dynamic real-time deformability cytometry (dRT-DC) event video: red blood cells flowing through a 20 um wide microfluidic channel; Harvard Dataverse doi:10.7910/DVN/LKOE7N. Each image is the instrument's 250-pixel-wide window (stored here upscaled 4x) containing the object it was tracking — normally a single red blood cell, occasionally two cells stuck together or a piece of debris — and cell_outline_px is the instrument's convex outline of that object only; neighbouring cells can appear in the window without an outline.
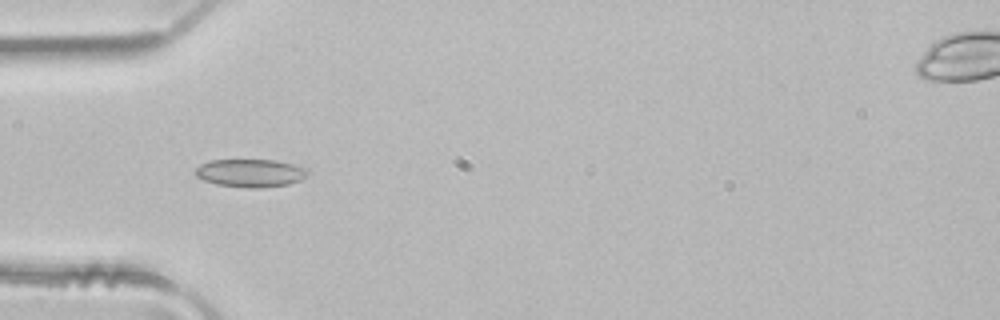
{"species": "common noctule bat (a hibernating species)", "species_latin": "Nyctalus noctula", "temperature_condition": "room temperature", "stored_images_in_passage": 5, "camera_frame_rate_fps": 3000, "um_per_image_px": 0.085, "animal": {"sex": "male", "body_mass_g": 21.5, "forearm_length_mm": 52.0}, "frame": {"image": 1, "passage_image": 4, "time_ms": 1.0, "image_size_px": [1000, 320], "cell_outline_px": [[308, 176], [300, 180], [288, 184], [260, 188], [248, 188], [216, 184], [204, 180], [196, 176], [192, 172], [200, 164], [208, 160], [276, 160], [308, 168]], "centroid_in_image_um": [21.27, 14.7], "position_along_channel_um": 63.7, "area_um2": 18.5}}
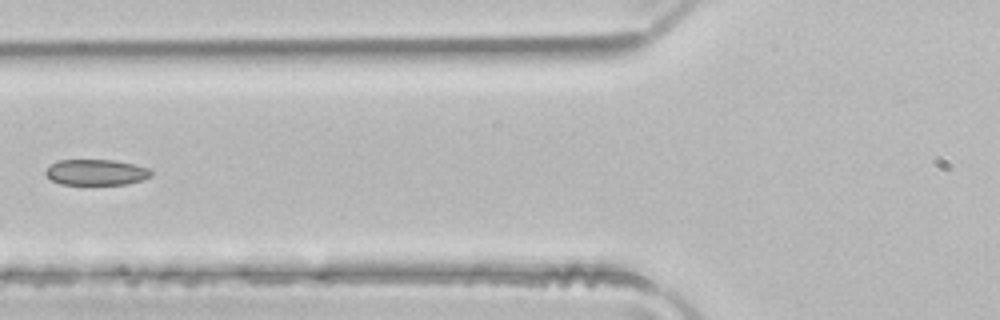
{"frame": {"image": 2, "passage_image": 5, "time_ms": 1.333, "image_size_px": [1000, 320], "cell_outline_px": [[152, 176], [128, 184], [60, 184], [52, 180], [44, 172], [48, 164], [56, 160], [116, 160], [148, 168], [152, 172]], "centroid_in_image_um": [8.13, 14.63], "position_along_channel_um": 117.7, "area_um2": 15.9}}